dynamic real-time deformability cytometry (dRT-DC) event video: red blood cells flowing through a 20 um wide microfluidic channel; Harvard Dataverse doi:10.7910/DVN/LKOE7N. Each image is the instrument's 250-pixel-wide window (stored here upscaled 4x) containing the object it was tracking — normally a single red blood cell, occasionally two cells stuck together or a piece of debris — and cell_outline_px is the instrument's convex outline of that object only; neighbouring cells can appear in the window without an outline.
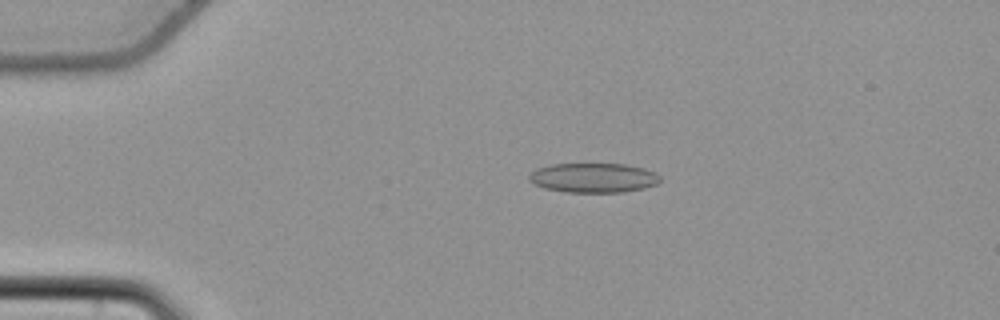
{"species": "common noctule bat (a hibernating species)", "species_latin": "Nyctalus noctula", "temperature_condition": "cold", "stored_images_in_passage": 57, "camera_frame_rate_fps": 3000, "um_per_image_px": 0.085, "animal": {"sex": "female", "body_mass_g": 22.7, "forearm_length_mm": 54.2}, "frame": {"image": 1, "passage_image": 13, "time_ms": 4.0, "image_size_px": [1000, 320], "cell_outline_px": [[660, 180], [656, 184], [644, 188], [624, 192], [564, 192], [544, 188], [528, 180], [528, 176], [536, 168], [552, 164], [624, 164], [644, 168], [656, 172], [660, 176]], "centroid_in_image_um": [50.44, 15.11], "position_along_channel_um": 34.6, "area_um2": 22.6}}
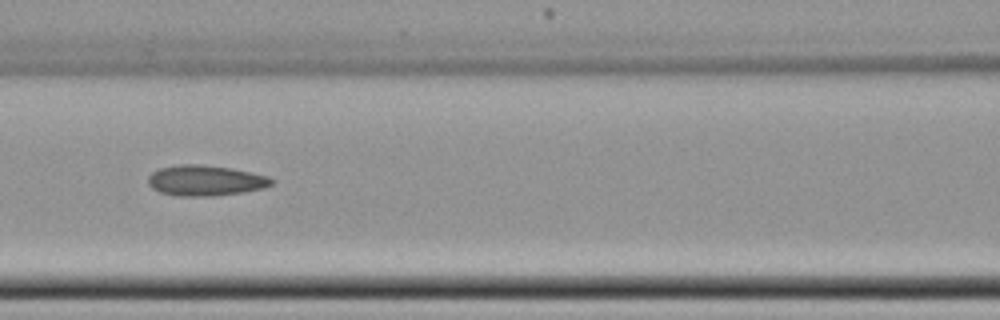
{"frame": {"image": 2, "passage_image": 26, "time_ms": 8.333, "image_size_px": [1000, 320], "cell_outline_px": [[276, 180], [272, 184], [264, 188], [216, 196], [176, 196], [160, 192], [152, 188], [148, 184], [148, 176], [152, 172], [160, 168], [180, 164], [200, 164], [232, 168], [268, 176]], "centroid_in_image_um": [17.45, 15.34], "position_along_channel_um": 149.1, "area_um2": 22.08}}
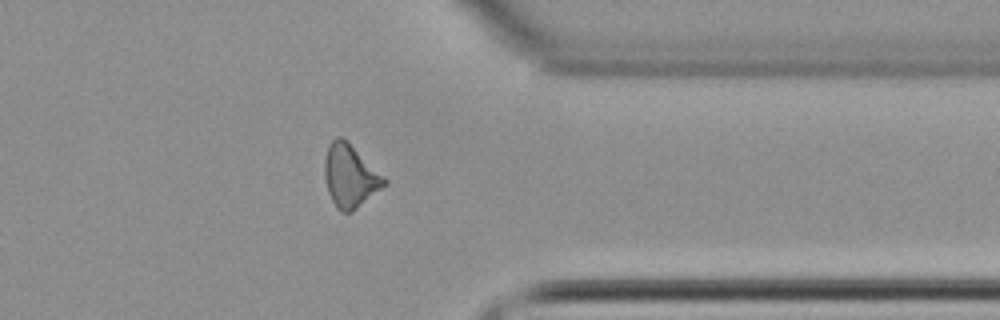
{"frame": {"image": 3, "passage_image": 45, "time_ms": 14.667, "image_size_px": [1000, 320], "cell_outline_px": [[388, 184], [352, 212], [340, 212], [336, 208], [328, 192], [324, 176], [324, 156], [328, 144], [336, 136], [340, 136], [348, 140], [388, 180]], "centroid_in_image_um": [29.75, 14.94], "position_along_channel_um": 381.6, "area_um2": 22.25}, "authors_computed_cell_mechanics": {"area_um2": 21.6172, "velocity_mm_per_s": 3.7937, "shape_relaxation_time_tau1_ms": null, "shape_relaxation_time_tau2_ms": 4.8782, "deformation_change_tau1": null, "deformation_change_tau2": 0.1337}}